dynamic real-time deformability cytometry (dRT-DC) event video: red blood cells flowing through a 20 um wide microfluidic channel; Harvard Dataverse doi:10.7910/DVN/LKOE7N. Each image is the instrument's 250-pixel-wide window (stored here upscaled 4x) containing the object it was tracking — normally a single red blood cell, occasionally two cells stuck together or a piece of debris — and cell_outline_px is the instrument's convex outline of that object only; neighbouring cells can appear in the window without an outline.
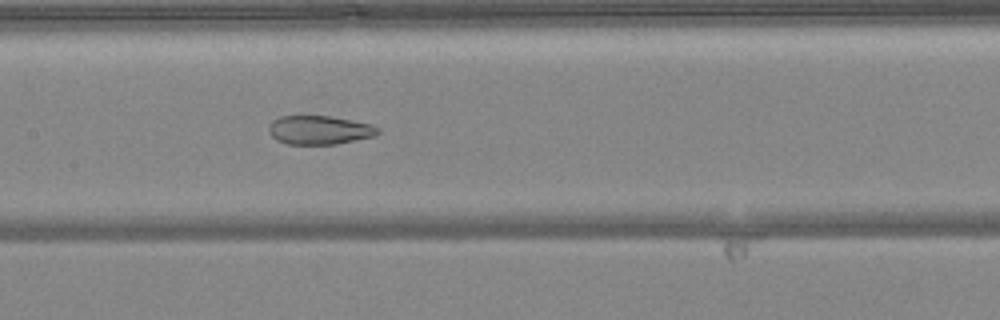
{"species": "common noctule bat (a hibernating species)", "species_latin": "Nyctalus noctula", "temperature_condition": "warm", "stored_images_in_passage": 46, "camera_frame_rate_fps": 3000, "um_per_image_px": 0.085, "animal": {"sex": "female", "body_mass_g": 24.6, "forearm_length_mm": 56.2}, "frame": {"image": 1, "passage_image": 21, "time_ms": 6.667, "image_size_px": [1000, 320], "cell_outline_px": [[380, 132], [376, 136], [336, 144], [288, 144], [276, 140], [268, 132], [268, 124], [272, 120], [280, 116], [328, 116], [372, 124], [380, 128]], "centroid_in_image_um": [27.14, 11.05], "position_along_channel_um": 180.3, "area_um2": 18.44}}
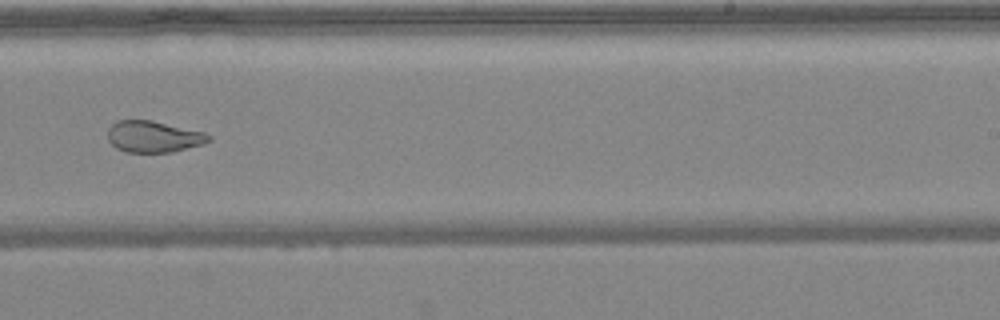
{"frame": {"image": 2, "passage_image": 28, "time_ms": 9.0, "image_size_px": [1000, 320], "cell_outline_px": [[212, 140], [204, 144], [172, 152], [128, 152], [116, 148], [108, 140], [108, 128], [116, 120], [152, 120], [204, 132], [212, 136]], "centroid_in_image_um": [13.07, 11.61], "position_along_channel_um": 275.9, "area_um2": 18.61}}
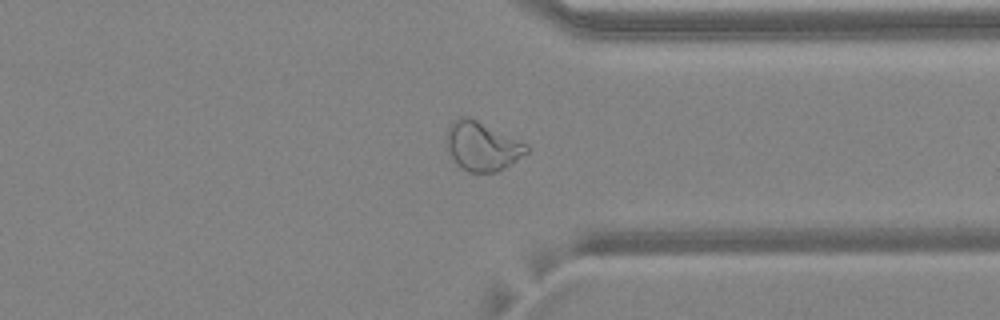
{"frame": {"image": 3, "passage_image": 35, "time_ms": 11.333, "image_size_px": [1000, 320], "cell_outline_px": [[528, 152], [504, 168], [496, 172], [468, 172], [460, 168], [456, 164], [448, 152], [444, 140], [448, 128], [460, 116], [468, 116], [528, 144]], "centroid_in_image_um": [40.94, 12.44], "position_along_channel_um": 370.5, "area_um2": 22.83}, "authors_computed_cell_mechanics": {"area_um2": 25.0852, "velocity_mm_per_s": 4.1286, "shape_relaxation_time_tau1_ms": null, "shape_relaxation_time_tau2_ms": 1.434, "deformation_change_tau1": null, "deformation_change_tau2": 0.0746}}